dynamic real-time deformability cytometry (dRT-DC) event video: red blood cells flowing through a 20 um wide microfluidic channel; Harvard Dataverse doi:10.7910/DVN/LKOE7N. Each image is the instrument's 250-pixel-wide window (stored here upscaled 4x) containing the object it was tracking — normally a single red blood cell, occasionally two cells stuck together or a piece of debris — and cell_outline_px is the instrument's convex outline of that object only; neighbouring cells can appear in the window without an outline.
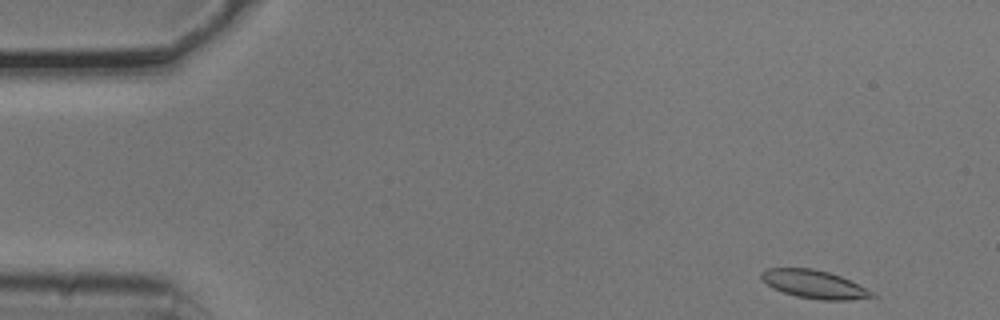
{"species": "common noctule bat (a hibernating species)", "species_latin": "Nyctalus noctula", "temperature_condition": "cold", "stored_images_in_passage": 4, "camera_frame_rate_fps": 3000, "um_per_image_px": 0.085, "animal": {"sex": "male", "body_mass_g": 20.5, "forearm_length_mm": 52.5}, "frame": {"image": 1, "passage_image": 1, "time_ms": 0.0, "image_size_px": [1000, 320], "cell_outline_px": [[880, 296], [848, 300], [820, 300], [796, 296], [772, 288], [760, 276], [760, 272], [768, 268], [812, 268], [828, 272], [840, 276]], "centroid_in_image_um": [69.19, 24.16], "position_along_channel_um": 15.8, "area_um2": 17.92}}
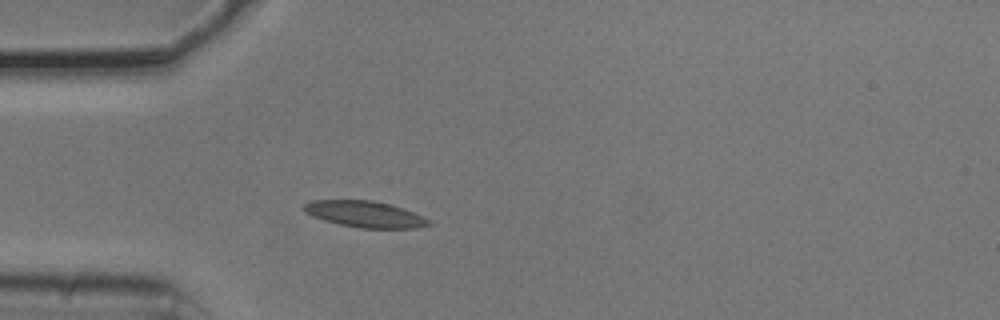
{"frame": {"image": 2, "passage_image": 4, "time_ms": 1.0, "image_size_px": [1000, 320], "cell_outline_px": [[432, 224], [416, 228], [360, 228], [340, 224], [324, 220], [312, 216], [304, 212], [300, 208], [304, 204], [312, 200], [372, 200], [388, 204], [412, 212], [432, 220]], "centroid_in_image_um": [30.98, 18.2], "position_along_channel_um": 54.0, "area_um2": 19.07}}